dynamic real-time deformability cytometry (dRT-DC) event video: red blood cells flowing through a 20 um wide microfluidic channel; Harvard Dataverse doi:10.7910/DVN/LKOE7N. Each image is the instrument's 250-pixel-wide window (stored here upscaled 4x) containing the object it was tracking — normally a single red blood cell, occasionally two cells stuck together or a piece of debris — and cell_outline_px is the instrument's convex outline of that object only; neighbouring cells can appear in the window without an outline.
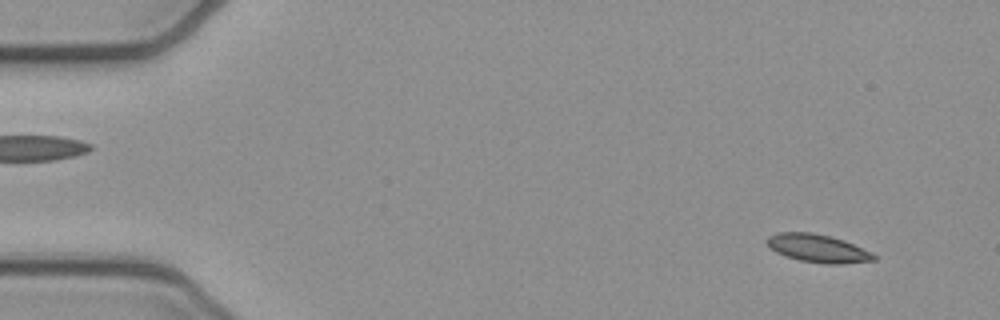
{"species": "common noctule bat (a hibernating species)", "species_latin": "Nyctalus noctula", "temperature_condition": "cold", "stored_images_in_passage": 52, "camera_frame_rate_fps": 3000, "um_per_image_px": 0.085, "animal": {"sex": "female", "body_mass_g": 21.9}, "frame": {"image": 1, "passage_image": 4, "time_ms": 1.0, "image_size_px": [1000, 320], "cell_outline_px": [[876, 260], [840, 264], [824, 264], [800, 260], [784, 256], [768, 248], [764, 240], [768, 236], [780, 232], [812, 232], [832, 236], [844, 240], [872, 252], [876, 256]], "centroid_in_image_um": [69.48, 21.1], "position_along_channel_um": 15.5, "area_um2": 17.74}}
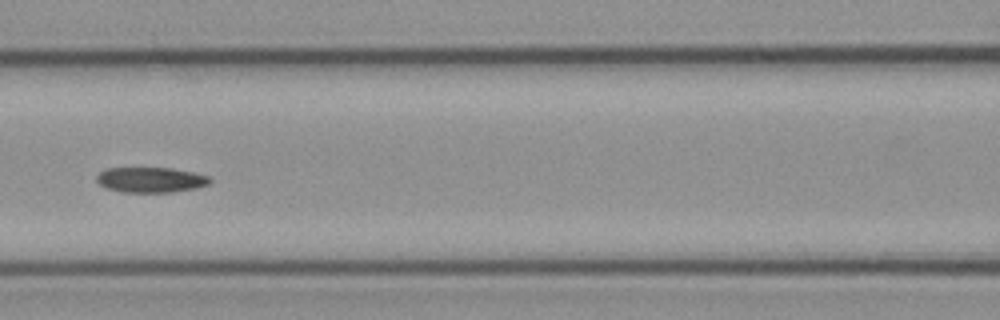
{"frame": {"image": 2, "passage_image": 23, "time_ms": 7.333, "image_size_px": [1000, 320], "cell_outline_px": [[212, 180], [208, 184], [196, 188], [172, 192], [120, 192], [104, 188], [96, 180], [96, 176], [104, 168], [172, 168], [192, 172], [208, 176]], "centroid_in_image_um": [12.77, 15.29], "position_along_channel_um": 153.8, "area_um2": 16.76}}
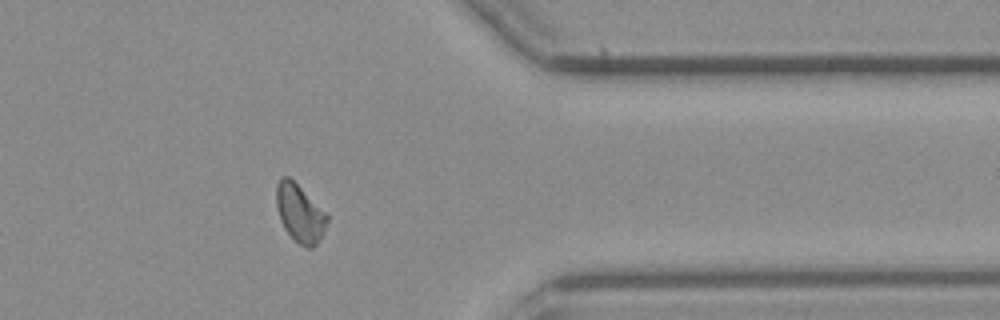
{"frame": {"image": 3, "passage_image": 42, "time_ms": 13.667, "image_size_px": [1000, 320], "cell_outline_px": [[328, 220], [324, 232], [316, 244], [312, 248], [308, 248], [300, 244], [284, 228], [280, 220], [276, 204], [276, 184], [280, 176], [288, 176], [328, 216]], "centroid_in_image_um": [25.46, 18.12], "position_along_channel_um": 385.9, "area_um2": 16.65}}